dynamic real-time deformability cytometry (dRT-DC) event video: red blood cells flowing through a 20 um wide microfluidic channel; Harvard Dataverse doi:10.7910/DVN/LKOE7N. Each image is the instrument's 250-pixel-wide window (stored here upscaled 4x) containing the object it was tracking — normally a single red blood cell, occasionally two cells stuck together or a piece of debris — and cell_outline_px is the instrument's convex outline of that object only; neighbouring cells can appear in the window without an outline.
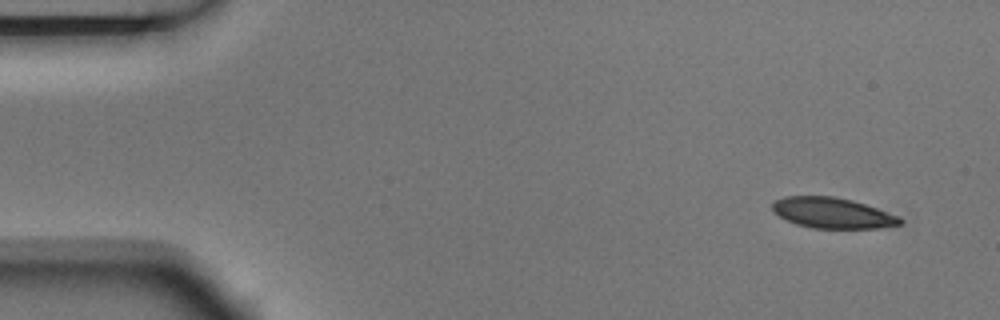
{"species": "Egyptian fruit bat (a non-hibernating species)", "species_latin": "Rousettus aegyptiacus", "temperature_condition": "room temperature", "stored_images_in_passage": 5, "camera_frame_rate_fps": 3000, "um_per_image_px": 0.085, "animal": {"sex": "male"}, "frame": {"image": 1, "passage_image": 1, "time_ms": 0.0, "image_size_px": [1000, 320], "cell_outline_px": [[904, 220], [900, 224], [876, 228], [812, 228], [796, 224], [780, 216], [772, 208], [772, 204], [776, 200], [784, 196], [836, 196], [852, 200], [900, 216]], "centroid_in_image_um": [70.77, 18.09], "position_along_channel_um": 14.2, "area_um2": 22.6}}